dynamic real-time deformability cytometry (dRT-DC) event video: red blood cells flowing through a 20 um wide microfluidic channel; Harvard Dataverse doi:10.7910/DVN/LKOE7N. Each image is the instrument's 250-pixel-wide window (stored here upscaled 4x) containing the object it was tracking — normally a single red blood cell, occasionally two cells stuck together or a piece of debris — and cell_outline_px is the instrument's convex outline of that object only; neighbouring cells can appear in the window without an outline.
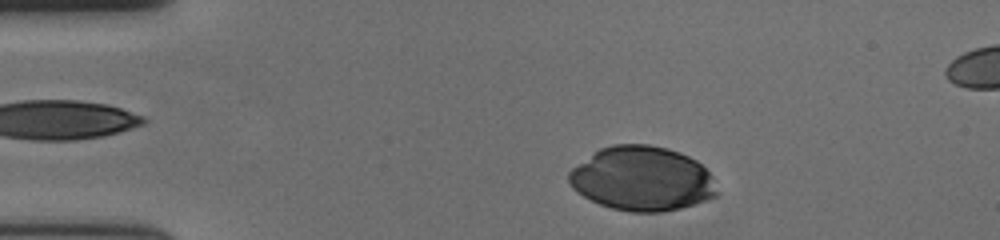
{"species": "human", "species_latin": "Homo sapiens", "temperature_condition": "cold", "stored_images_in_passage": 40, "camera_frame_rate_fps": 3000, "um_per_image_px": 0.085, "donor": {"sex": "female"}, "frame": {"image": 1, "passage_image": 3, "time_ms": 0.667, "image_size_px": [1000, 240], "cell_outline_px": [[716, 196], [696, 204], [680, 208], [660, 212], [632, 212], [612, 208], [600, 204], [576, 192], [572, 188], [568, 180], [568, 172], [572, 168], [600, 148], [612, 144], [648, 144], [668, 148], [680, 152], [696, 160], [712, 176], [716, 192]], "centroid_in_image_um": [54.56, 15.18], "position_along_channel_um": 30.4, "area_um2": 55.43}}